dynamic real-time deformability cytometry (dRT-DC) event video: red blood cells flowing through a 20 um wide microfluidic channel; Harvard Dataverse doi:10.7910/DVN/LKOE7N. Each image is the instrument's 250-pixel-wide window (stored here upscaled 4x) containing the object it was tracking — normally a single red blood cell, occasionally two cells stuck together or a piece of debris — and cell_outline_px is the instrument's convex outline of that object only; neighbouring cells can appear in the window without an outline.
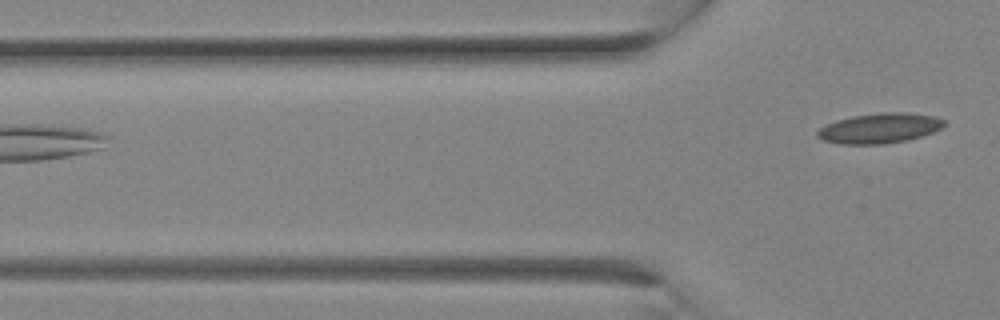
{"species": "Egyptian fruit bat (a non-hibernating species)", "species_latin": "Rousettus aegyptiacus", "temperature_condition": "room temperature", "stored_images_in_passage": 5, "camera_frame_rate_fps": 3000, "um_per_image_px": 0.085, "animal": {"sex": "female"}, "frame": {"image": 1, "passage_image": 5, "time_ms": 1.333, "image_size_px": [1000, 320], "cell_outline_px": [[944, 124], [940, 128], [932, 132], [908, 140], [884, 144], [840, 144], [820, 140], [816, 136], [816, 132], [820, 128], [836, 120], [852, 116], [880, 112], [908, 112], [932, 116], [944, 120]], "centroid_in_image_um": [74.71, 10.9], "position_along_channel_um": 51.1, "area_um2": 22.2}}